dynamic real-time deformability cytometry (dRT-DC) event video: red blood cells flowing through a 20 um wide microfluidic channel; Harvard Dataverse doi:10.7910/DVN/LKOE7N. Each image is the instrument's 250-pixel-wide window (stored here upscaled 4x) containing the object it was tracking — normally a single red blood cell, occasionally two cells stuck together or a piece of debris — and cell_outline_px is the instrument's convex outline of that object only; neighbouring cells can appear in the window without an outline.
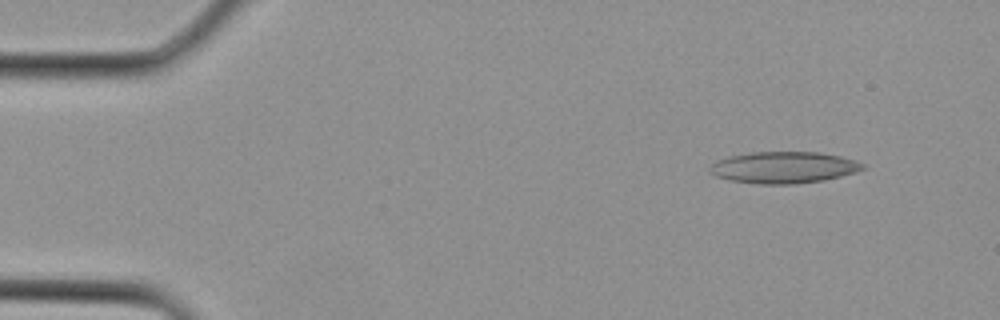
{"species": "Egyptian fruit bat (a non-hibernating species)", "species_latin": "Rousettus aegyptiacus", "temperature_condition": "cold", "stored_images_in_passage": 3, "camera_frame_rate_fps": 3000, "um_per_image_px": 0.085, "animal": {"sex": "female"}, "frame": {"image": 1, "passage_image": 1, "time_ms": 0.0, "image_size_px": [1000, 320], "cell_outline_px": [[864, 168], [856, 172], [824, 180], [792, 184], [760, 184], [732, 180], [716, 176], [708, 168], [716, 160], [732, 156], [752, 152], [820, 152], [840, 156], [864, 164]], "centroid_in_image_um": [66.62, 14.23], "position_along_channel_um": 18.4, "area_um2": 27.8}}
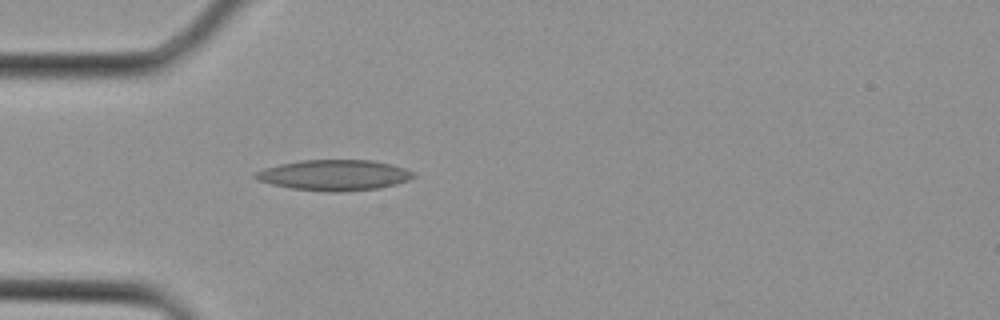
{"frame": {"image": 2, "passage_image": 3, "time_ms": 0.667, "image_size_px": [1000, 320], "cell_outline_px": [[416, 176], [408, 180], [396, 184], [380, 188], [340, 192], [328, 192], [292, 188], [272, 184], [256, 180], [252, 176], [256, 172], [264, 168], [280, 164], [300, 160], [372, 160], [392, 164], [416, 172]], "centroid_in_image_um": [28.43, 14.88], "position_along_channel_um": 56.6, "area_um2": 28.38}}